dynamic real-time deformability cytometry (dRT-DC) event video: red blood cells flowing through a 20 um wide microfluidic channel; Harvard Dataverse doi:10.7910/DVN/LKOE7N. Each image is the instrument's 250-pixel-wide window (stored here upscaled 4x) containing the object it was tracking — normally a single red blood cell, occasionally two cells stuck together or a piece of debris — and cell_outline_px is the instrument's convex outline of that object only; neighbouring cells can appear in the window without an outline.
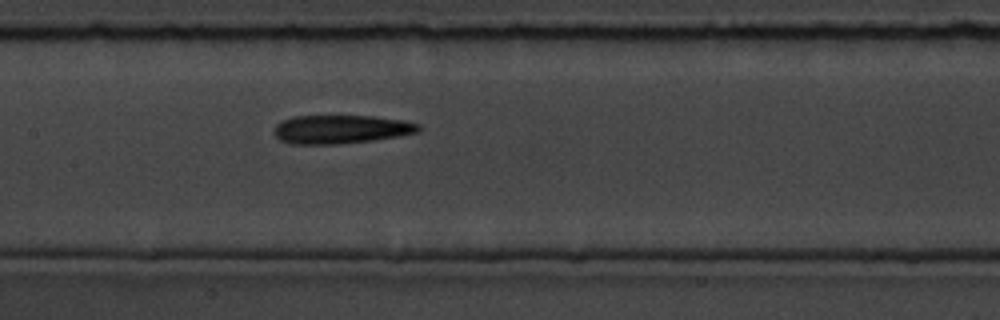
{"species": "common noctule bat (a hibernating species)", "species_latin": "Nyctalus noctula", "temperature_condition": "room temperature", "stored_images_in_passage": 6, "camera_frame_rate_fps": 3000, "um_per_image_px": 0.085, "animal": {"sex": "male", "body_mass_g": 19.5, "forearm_length_mm": 54.6}, "frame": {"image": 1, "passage_image": 6, "time_ms": 6.667, "image_size_px": [1000, 320], "cell_outline_px": [[420, 132], [372, 140], [336, 144], [292, 144], [280, 140], [276, 136], [276, 124], [280, 120], [292, 116], [372, 116], [400, 120], [420, 124]], "centroid_in_image_um": [28.95, 10.98], "position_along_channel_um": 178.4, "area_um2": 23.87}}